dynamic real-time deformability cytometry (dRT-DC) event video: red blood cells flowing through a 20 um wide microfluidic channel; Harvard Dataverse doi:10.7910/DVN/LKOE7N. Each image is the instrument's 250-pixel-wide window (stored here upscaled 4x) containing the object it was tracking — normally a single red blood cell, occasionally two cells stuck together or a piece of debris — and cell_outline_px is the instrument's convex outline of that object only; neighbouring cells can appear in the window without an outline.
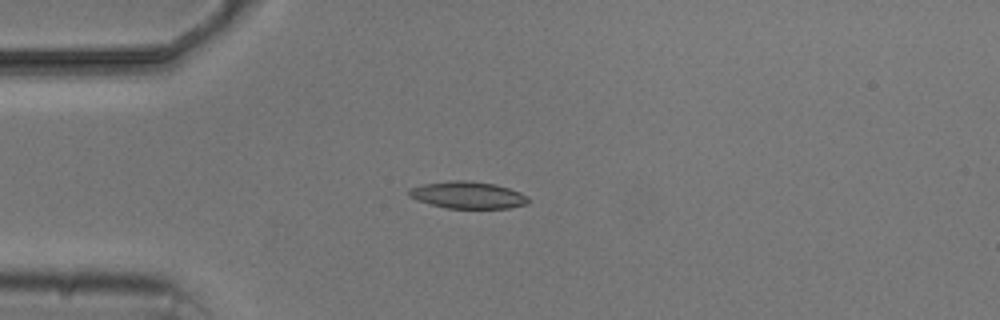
{"species": "common noctule bat (a hibernating species)", "species_latin": "Nyctalus noctula", "temperature_condition": "cold", "stored_images_in_passage": 5, "camera_frame_rate_fps": 3000, "um_per_image_px": 0.085, "animal": {"sex": "male", "body_mass_g": 20.5, "forearm_length_mm": 52.5}, "frame": {"image": 1, "passage_image": 3, "time_ms": 2.333, "image_size_px": [1000, 320], "cell_outline_px": [[528, 204], [508, 208], [448, 208], [416, 200], [408, 196], [408, 188], [424, 184], [452, 180], [464, 180], [496, 184], [520, 192], [528, 196]], "centroid_in_image_um": [39.75, 16.57], "position_along_channel_um": 45.2, "area_um2": 18.73}}
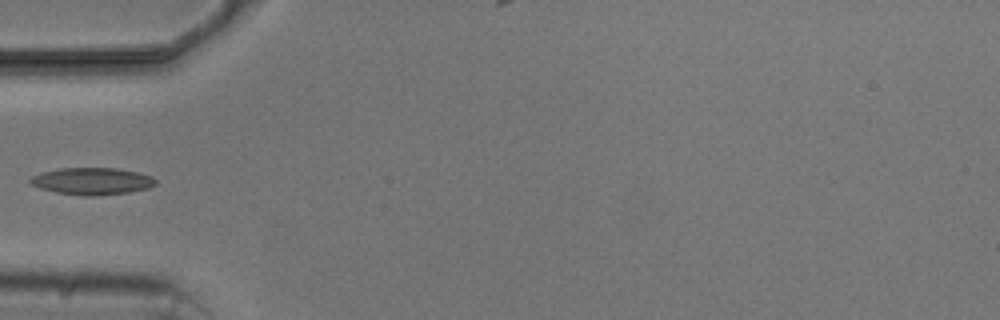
{"frame": {"image": 2, "passage_image": 4, "time_ms": 3.667, "image_size_px": [1000, 320], "cell_outline_px": [[156, 184], [148, 188], [128, 192], [92, 196], [84, 196], [56, 192], [40, 188], [32, 184], [28, 180], [32, 176], [44, 172], [60, 168], [116, 168], [136, 172], [152, 176], [156, 180]], "centroid_in_image_um": [7.83, 15.4], "position_along_channel_um": 77.2, "area_um2": 19.54}}
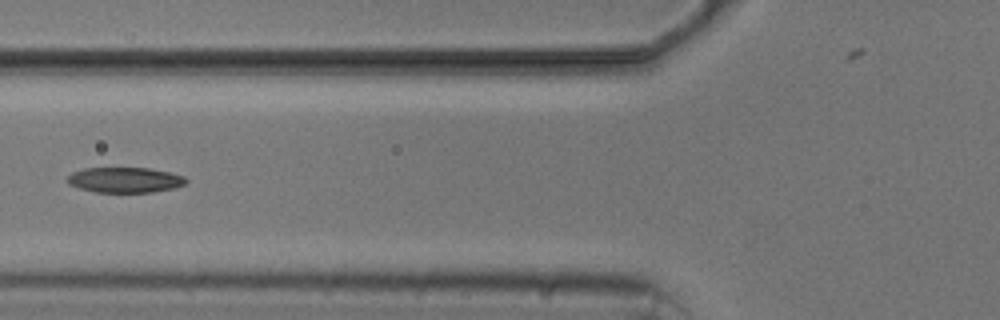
{"frame": {"image": 3, "passage_image": 5, "time_ms": 4.667, "image_size_px": [1000, 320], "cell_outline_px": [[188, 180], [184, 184], [172, 188], [152, 192], [96, 192], [80, 188], [68, 184], [68, 176], [72, 172], [84, 168], [148, 168], [168, 172], [184, 176]], "centroid_in_image_um": [10.6, 15.29], "position_along_channel_um": 115.2, "area_um2": 17.34}}